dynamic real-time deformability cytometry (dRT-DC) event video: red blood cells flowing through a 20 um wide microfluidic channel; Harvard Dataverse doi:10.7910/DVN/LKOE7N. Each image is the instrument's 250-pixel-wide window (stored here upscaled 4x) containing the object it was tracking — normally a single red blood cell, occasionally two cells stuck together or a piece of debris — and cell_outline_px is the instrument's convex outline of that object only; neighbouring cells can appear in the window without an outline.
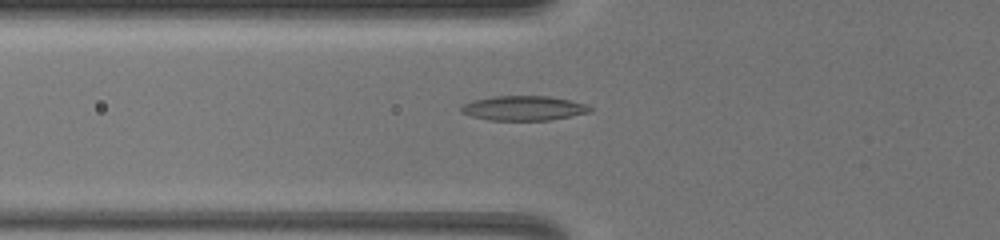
{"species": "common noctule bat (a hibernating species)", "species_latin": "Nyctalus noctula", "temperature_condition": "warm", "stored_images_in_passage": 31, "camera_frame_rate_fps": 3000, "um_per_image_px": 0.085, "animal": {"sex": "female", "body_mass_g": 19.5, "forearm_length_mm": 54.1}, "frame": {"image": 1, "passage_image": 2, "time_ms": 0.333, "image_size_px": [1000, 240], "cell_outline_px": [[592, 112], [548, 120], [488, 120], [472, 116], [460, 112], [460, 108], [464, 104], [472, 100], [492, 96], [548, 96], [588, 104], [592, 108]], "centroid_in_image_um": [44.5, 9.19], "position_along_channel_um": 81.3, "area_um2": 18.5}}
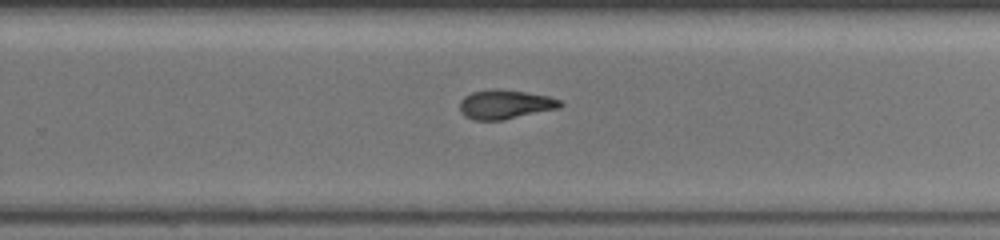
{"frame": {"image": 2, "passage_image": 17, "time_ms": 5.333, "image_size_px": [1000, 240], "cell_outline_px": [[564, 104], [560, 108], [504, 120], [472, 120], [464, 116], [460, 112], [460, 100], [464, 96], [472, 92], [492, 88], [500, 88], [548, 96], [564, 100]], "centroid_in_image_um": [42.95, 8.87], "position_along_channel_um": 286.9, "area_um2": 17.46}}
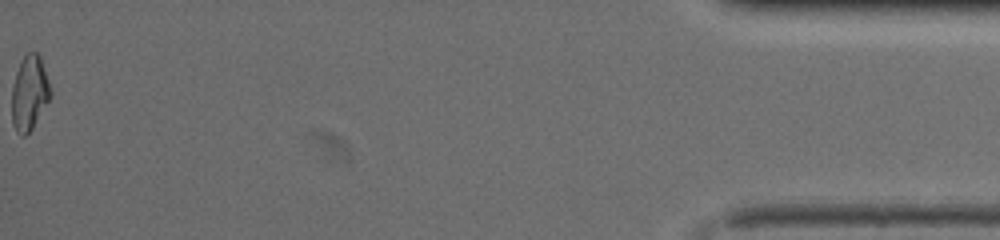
{"frame": {"image": 3, "passage_image": 31, "time_ms": 11.0, "image_size_px": [1000, 240], "cell_outline_px": [[52, 96], [32, 128], [24, 136], [20, 136], [16, 132], [12, 124], [12, 88], [16, 72], [20, 60], [28, 52], [36, 52], [40, 56], [52, 92]], "centroid_in_image_um": [2.5, 7.91], "position_along_channel_um": 432.7, "area_um2": 16.88}, "authors_computed_cell_mechanics": {"area_um2": 17.2822, "velocity_mm_per_s": 4.1151, "shape_relaxation_time_tau1_ms": null, "shape_relaxation_time_tau2_ms": 3.5198, "deformation_change_tau1": null, "deformation_change_tau2": 0.1178}}